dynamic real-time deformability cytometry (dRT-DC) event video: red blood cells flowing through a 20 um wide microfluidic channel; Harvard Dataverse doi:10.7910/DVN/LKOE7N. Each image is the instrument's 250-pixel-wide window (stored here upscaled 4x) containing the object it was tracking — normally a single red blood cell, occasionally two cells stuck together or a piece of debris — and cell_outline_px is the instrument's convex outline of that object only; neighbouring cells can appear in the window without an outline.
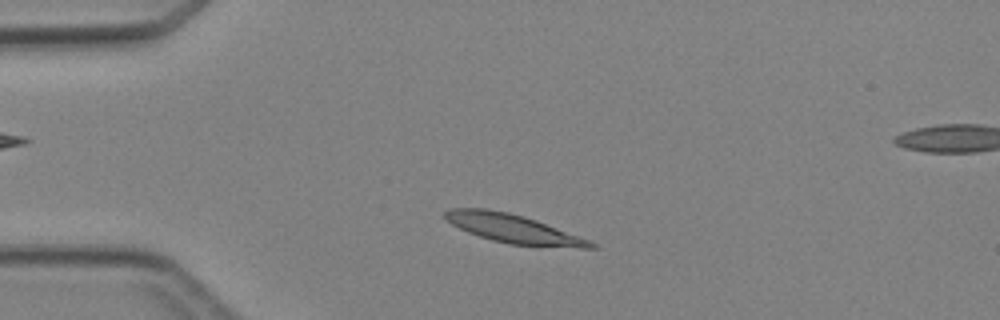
{"species": "Egyptian fruit bat (a non-hibernating species)", "species_latin": "Rousettus aegyptiacus", "temperature_condition": "cold", "stored_images_in_passage": 2, "camera_frame_rate_fps": 3000, "um_per_image_px": 0.085, "animal": {"sex": "female"}, "frame": {"image": 1, "passage_image": 1, "time_ms": 0.0, "image_size_px": [1000, 320], "cell_outline_px": [[596, 248], [580, 248], [508, 244], [492, 240], [468, 232], [452, 224], [444, 216], [444, 212], [452, 208], [484, 208], [508, 212], [536, 220], [592, 240], [596, 244]], "centroid_in_image_um": [43.68, 19.44], "position_along_channel_um": 41.3, "area_um2": 24.22}}